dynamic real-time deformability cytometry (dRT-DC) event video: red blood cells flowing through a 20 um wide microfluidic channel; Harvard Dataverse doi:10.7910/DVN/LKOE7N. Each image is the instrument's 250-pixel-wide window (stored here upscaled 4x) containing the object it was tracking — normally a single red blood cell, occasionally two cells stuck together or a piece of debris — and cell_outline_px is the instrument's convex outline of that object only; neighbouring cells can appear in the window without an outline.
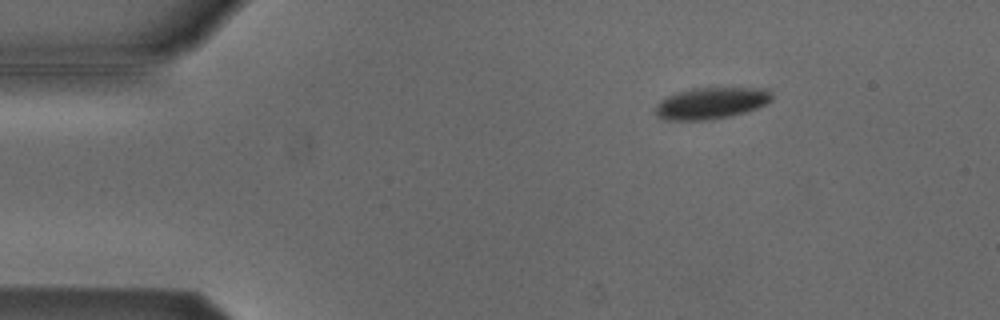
{"species": "Egyptian fruit bat (a non-hibernating species)", "species_latin": "Rousettus aegyptiacus", "temperature_condition": "cold", "stored_images_in_passage": 4, "camera_frame_rate_fps": 3000, "um_per_image_px": 0.085, "animal": {"sex": "male"}, "frame": {"image": 1, "passage_image": 2, "time_ms": 0.333, "image_size_px": [1000, 320], "cell_outline_px": [[772, 100], [756, 108], [744, 112], [728, 116], [708, 120], [664, 120], [656, 116], [656, 104], [660, 100], [676, 92], [692, 88], [768, 88], [772, 92]], "centroid_in_image_um": [60.43, 8.76], "position_along_channel_um": 24.6, "area_um2": 21.39}}